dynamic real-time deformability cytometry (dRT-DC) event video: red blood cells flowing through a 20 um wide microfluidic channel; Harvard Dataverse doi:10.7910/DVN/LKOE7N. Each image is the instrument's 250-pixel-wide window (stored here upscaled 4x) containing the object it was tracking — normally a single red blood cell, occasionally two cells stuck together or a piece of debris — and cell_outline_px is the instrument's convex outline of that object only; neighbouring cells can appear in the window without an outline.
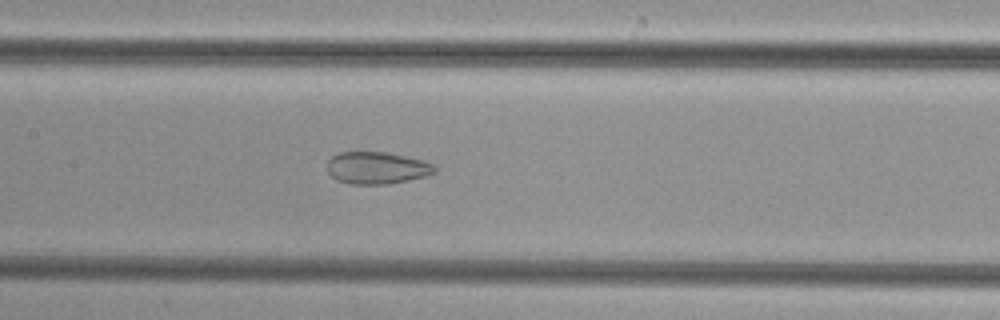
{"species": "common noctule bat (a hibernating species)", "species_latin": "Nyctalus noctula", "temperature_condition": "cold", "stored_images_in_passage": 46, "camera_frame_rate_fps": 3000, "um_per_image_px": 0.085, "animal": {"sex": "female", "body_mass_g": 29.2, "forearm_length_mm": 56.3}, "frame": {"image": 1, "passage_image": 23, "time_ms": 7.333, "image_size_px": [1000, 320], "cell_outline_px": [[436, 172], [424, 176], [408, 180], [388, 184], [348, 184], [336, 180], [328, 172], [328, 160], [332, 156], [340, 152], [384, 152], [404, 156], [420, 160], [432, 164], [436, 168]], "centroid_in_image_um": [31.99, 14.28], "position_along_channel_um": 175.4, "area_um2": 19.94}}
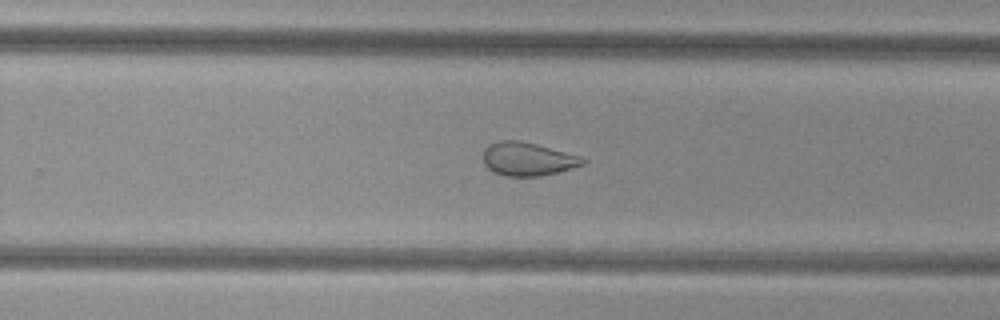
{"frame": {"image": 2, "passage_image": 31, "time_ms": 10.0, "image_size_px": [1000, 320], "cell_outline_px": [[588, 160], [584, 164], [572, 168], [540, 176], [504, 176], [488, 168], [484, 164], [484, 148], [488, 144], [500, 140], [520, 140], [584, 156]], "centroid_in_image_um": [44.89, 13.5], "position_along_channel_um": 284.9, "area_um2": 19.54}}
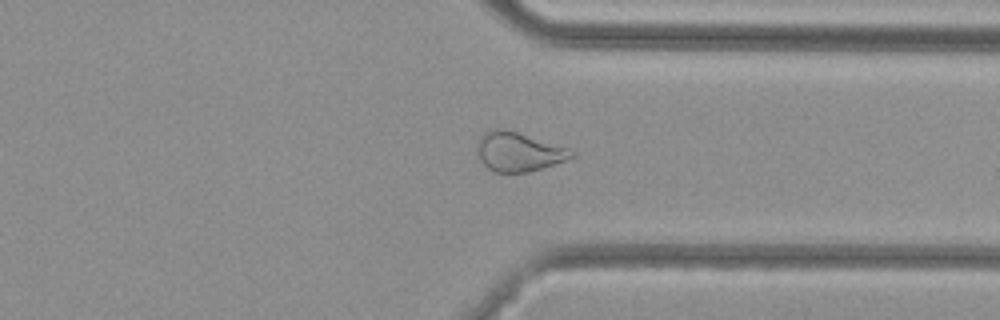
{"frame": {"image": 3, "passage_image": 37, "time_ms": 12.0, "image_size_px": [1000, 320], "cell_outline_px": [[576, 156], [568, 160], [528, 172], [496, 172], [488, 168], [480, 160], [476, 152], [476, 148], [480, 136], [484, 132], [496, 128], [504, 128], [568, 148], [576, 152]], "centroid_in_image_um": [44.07, 12.9], "position_along_channel_um": 367.3, "area_um2": 21.56}}